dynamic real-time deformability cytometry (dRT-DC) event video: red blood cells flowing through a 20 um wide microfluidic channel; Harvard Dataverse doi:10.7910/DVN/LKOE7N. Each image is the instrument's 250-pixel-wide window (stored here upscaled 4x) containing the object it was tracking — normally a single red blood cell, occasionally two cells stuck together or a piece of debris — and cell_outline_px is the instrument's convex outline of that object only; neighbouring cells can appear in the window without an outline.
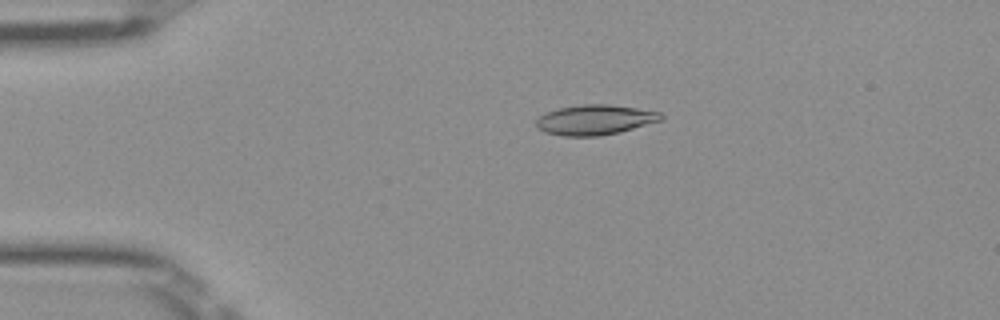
{"species": "Egyptian fruit bat (a non-hibernating species)", "species_latin": "Rousettus aegyptiacus", "temperature_condition": "room temperature", "stored_images_in_passage": 51, "camera_frame_rate_fps": 3000, "um_per_image_px": 0.085, "frame": {"image": 1, "passage_image": 11, "time_ms": 3.333, "image_size_px": [1000, 320], "cell_outline_px": [[664, 120], [600, 136], [564, 136], [544, 132], [536, 128], [536, 120], [540, 116], [548, 112], [560, 108], [584, 104], [608, 104], [636, 108], [660, 112], [664, 116]], "centroid_in_image_um": [50.57, 10.18], "position_along_channel_um": 34.4, "area_um2": 21.68}}
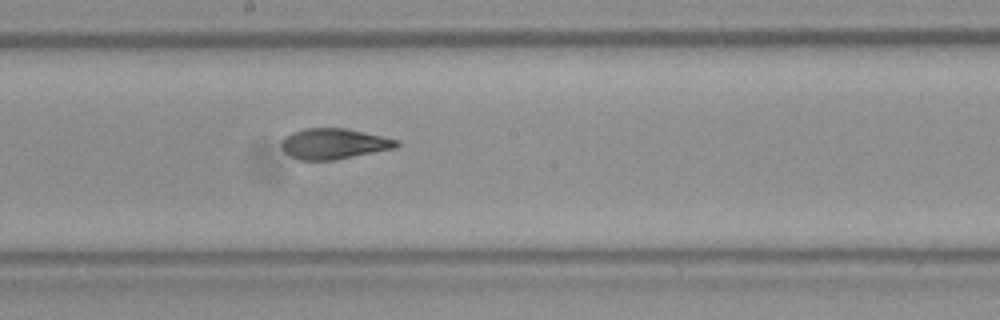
{"frame": {"image": 2, "passage_image": 28, "time_ms": 9.0, "image_size_px": [1000, 320], "cell_outline_px": [[400, 144], [396, 148], [332, 160], [300, 160], [288, 156], [284, 152], [280, 144], [284, 136], [292, 132], [304, 128], [344, 128], [400, 140]], "centroid_in_image_um": [28.34, 12.22], "position_along_channel_um": 219.9, "area_um2": 20.58}}
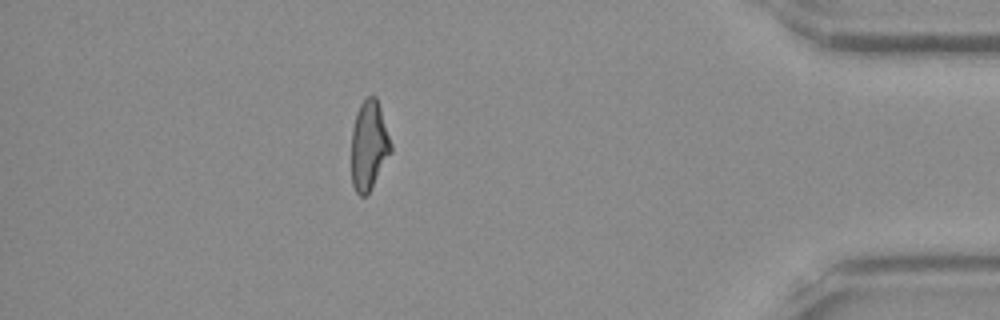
{"frame": {"image": 3, "passage_image": 45, "time_ms": 14.667, "image_size_px": [1000, 320], "cell_outline_px": [[392, 152], [368, 192], [364, 196], [360, 196], [356, 192], [352, 184], [352, 128], [356, 112], [360, 104], [368, 96], [376, 96], [392, 144]], "centroid_in_image_um": [31.36, 12.34], "position_along_channel_um": 403.8, "area_um2": 20.35}, "authors_computed_cell_mechanics": {"area_um2": 21.0392, "velocity_mm_per_s": 4.0159, "shape_relaxation_time_tau1_ms": 8.0519, "shape_relaxation_time_tau2_ms": 1.8924, "deformation_change_tau1": 0.234, "deformation_change_tau2": 0.08}}